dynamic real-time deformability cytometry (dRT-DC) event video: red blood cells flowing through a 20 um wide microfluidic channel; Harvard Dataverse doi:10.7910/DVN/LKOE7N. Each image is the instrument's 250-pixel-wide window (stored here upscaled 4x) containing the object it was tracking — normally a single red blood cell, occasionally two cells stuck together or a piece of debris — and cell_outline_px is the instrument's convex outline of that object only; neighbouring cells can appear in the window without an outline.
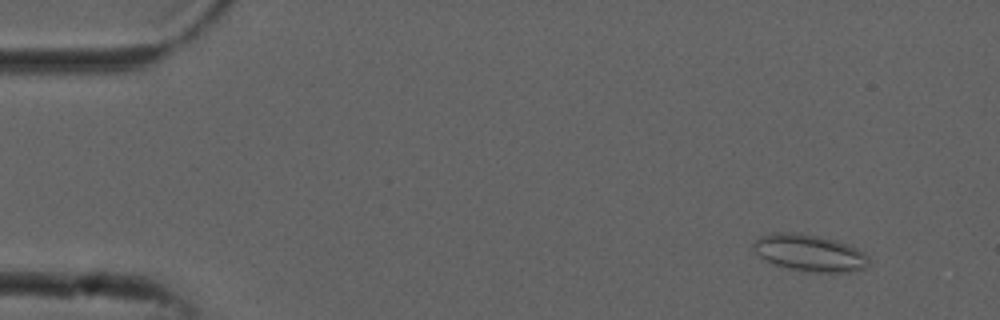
{"species": "common noctule bat (a hibernating species)", "species_latin": "Nyctalus noctula", "temperature_condition": "cold", "stored_images_in_passage": 54, "camera_frame_rate_fps": 3000, "um_per_image_px": 0.085, "animal": {"sex": "male", "forearm_length_mm": 52.5}, "frame": {"image": 1, "passage_image": 5, "time_ms": 1.333, "image_size_px": [1000, 320], "cell_outline_px": [[868, 264], [864, 268], [848, 272], [812, 272], [788, 268], [772, 264], [764, 260], [752, 248], [752, 244], [760, 236], [772, 232], [796, 232], [820, 236], [836, 240], [848, 244], [864, 252], [868, 256]], "centroid_in_image_um": [68.79, 21.48], "position_along_channel_um": 16.2, "area_um2": 24.91}}
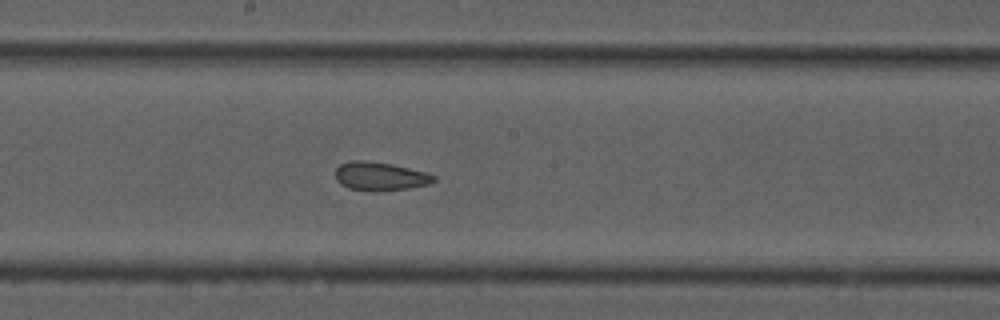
{"frame": {"image": 2, "passage_image": 29, "time_ms": 9.333, "image_size_px": [1000, 320], "cell_outline_px": [[436, 180], [428, 184], [408, 188], [348, 188], [340, 184], [336, 180], [336, 168], [340, 164], [352, 160], [364, 160], [392, 164], [424, 172], [436, 176]], "centroid_in_image_um": [32.29, 14.93], "position_along_channel_um": 215.9, "area_um2": 15.49}}
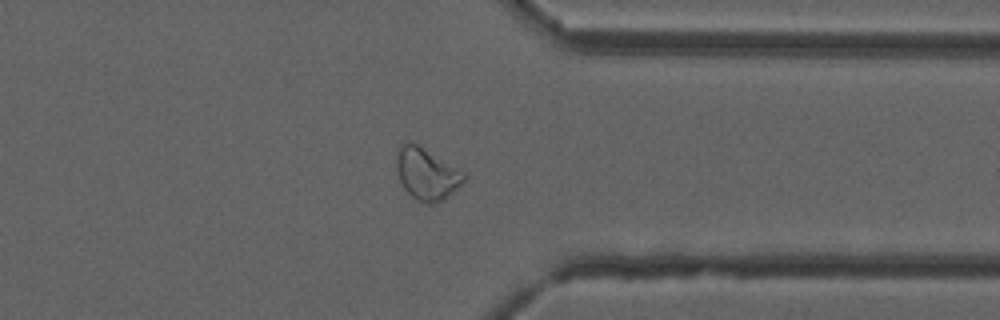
{"frame": {"image": 3, "passage_image": 42, "time_ms": 13.667, "image_size_px": [1000, 320], "cell_outline_px": [[468, 176], [444, 200], [432, 204], [428, 204], [412, 196], [404, 188], [400, 180], [396, 168], [396, 156], [400, 144], [416, 144], [464, 172]], "centroid_in_image_um": [36.26, 14.8], "position_along_channel_um": 375.1, "area_um2": 19.77}, "authors_computed_cell_mechanics": {"area_um2": 20.0855, "velocity_mm_per_s": 3.787, "shape_relaxation_time_tau1_ms": null, "shape_relaxation_time_tau2_ms": 1.7816, "deformation_change_tau1": null, "deformation_change_tau2": 0.0737}}